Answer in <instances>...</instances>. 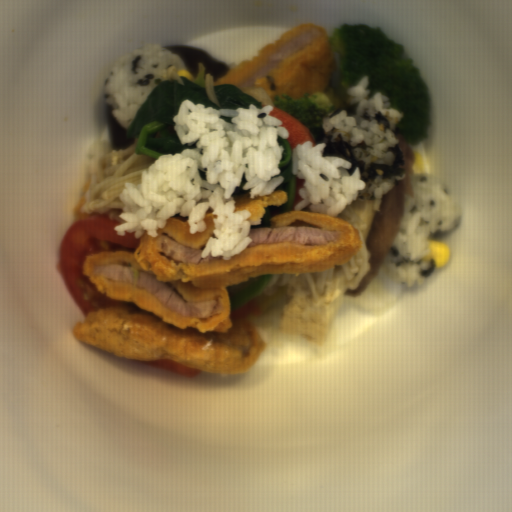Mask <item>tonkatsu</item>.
<instances>
[{
	"label": "tonkatsu",
	"instance_id": "2",
	"mask_svg": "<svg viewBox=\"0 0 512 512\" xmlns=\"http://www.w3.org/2000/svg\"><path fill=\"white\" fill-rule=\"evenodd\" d=\"M337 70L325 27L302 23L281 33L212 84L261 88L270 100L278 95L300 99L324 92Z\"/></svg>",
	"mask_w": 512,
	"mask_h": 512
},
{
	"label": "tonkatsu",
	"instance_id": "1",
	"mask_svg": "<svg viewBox=\"0 0 512 512\" xmlns=\"http://www.w3.org/2000/svg\"><path fill=\"white\" fill-rule=\"evenodd\" d=\"M211 208L204 232L188 220L140 236L134 251L105 249L85 257L81 274L111 304L89 312L71 331L76 340L115 356L173 360L213 374L250 370L268 344L250 320L231 314L227 287L261 274L323 272L343 265L362 247L359 231L319 211H283L269 227L250 228L252 242L230 260L202 257L215 230Z\"/></svg>",
	"mask_w": 512,
	"mask_h": 512
},
{
	"label": "tonkatsu",
	"instance_id": "3",
	"mask_svg": "<svg viewBox=\"0 0 512 512\" xmlns=\"http://www.w3.org/2000/svg\"><path fill=\"white\" fill-rule=\"evenodd\" d=\"M235 201V213L248 211L251 216L247 221L250 227L261 225L266 208L283 206L288 202L289 196L286 190H273L272 193L264 196L250 197V192L233 198Z\"/></svg>",
	"mask_w": 512,
	"mask_h": 512
}]
</instances>
